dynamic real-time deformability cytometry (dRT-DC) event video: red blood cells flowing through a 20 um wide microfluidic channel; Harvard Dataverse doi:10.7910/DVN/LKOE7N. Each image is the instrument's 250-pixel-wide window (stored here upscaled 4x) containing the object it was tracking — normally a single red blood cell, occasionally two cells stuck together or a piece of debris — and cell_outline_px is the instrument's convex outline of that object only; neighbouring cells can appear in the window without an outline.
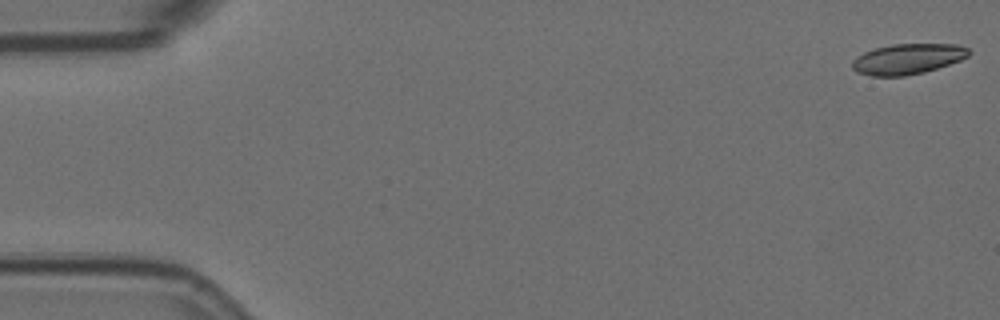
{"species": "Egyptian fruit bat (a non-hibernating species)", "species_latin": "Rousettus aegyptiacus", "temperature_condition": "room temperature", "stored_images_in_passage": 7, "camera_frame_rate_fps": 3000, "um_per_image_px": 0.085, "animal": {"sex": "female"}, "frame": {"image": 1, "passage_image": 1, "time_ms": 0.0, "image_size_px": [1000, 320], "cell_outline_px": [[972, 52], [968, 56], [960, 60], [924, 72], [904, 76], [872, 76], [856, 72], [852, 68], [852, 60], [856, 56], [864, 52], [876, 48], [892, 44], [956, 44], [968, 48]], "centroid_in_image_um": [77.13, 5.01], "position_along_channel_um": 7.9, "area_um2": 20.69}}
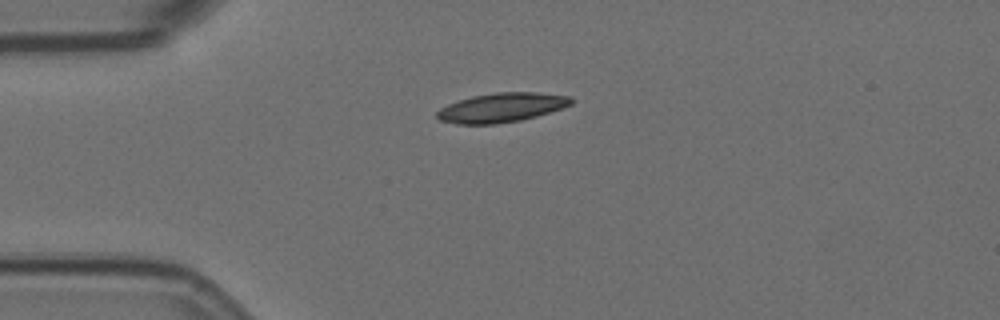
{"frame": {"image": 2, "passage_image": 5, "time_ms": 1.333, "image_size_px": [1000, 320], "cell_outline_px": [[572, 104], [564, 108], [536, 116], [520, 120], [496, 124], [456, 124], [440, 120], [436, 116], [436, 112], [440, 108], [448, 104], [472, 96], [496, 92], [536, 92], [572, 96]], "centroid_in_image_um": [42.65, 9.14], "position_along_channel_um": 42.3, "area_um2": 22.95}}
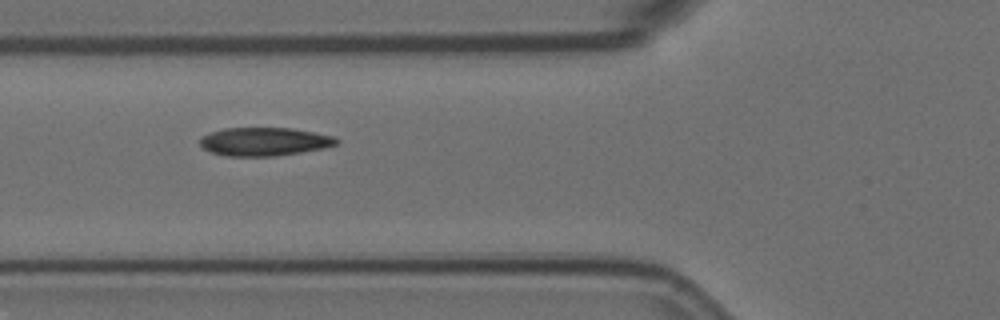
{"frame": {"image": 3, "passage_image": 7, "time_ms": 2.0, "image_size_px": [1000, 320], "cell_outline_px": [[340, 140], [336, 144], [324, 148], [276, 156], [224, 156], [212, 152], [204, 148], [200, 144], [200, 136], [224, 128], [292, 128], [336, 136]], "centroid_in_image_um": [22.48, 12.03], "position_along_channel_um": 103.3, "area_um2": 22.6}}